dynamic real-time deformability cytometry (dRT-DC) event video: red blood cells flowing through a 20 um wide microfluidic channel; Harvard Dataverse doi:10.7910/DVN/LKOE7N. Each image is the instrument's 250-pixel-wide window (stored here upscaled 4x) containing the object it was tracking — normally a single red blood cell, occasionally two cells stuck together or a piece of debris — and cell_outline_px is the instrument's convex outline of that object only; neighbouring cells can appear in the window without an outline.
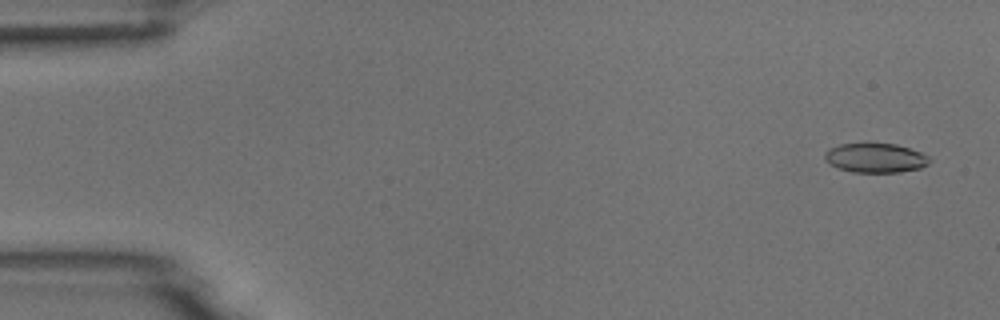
{"species": "common noctule bat (a hibernating species)", "species_latin": "Nyctalus noctula", "temperature_condition": "room temperature", "stored_images_in_passage": 5, "camera_frame_rate_fps": 3000, "um_per_image_px": 0.085, "animal": {"sex": "male", "body_mass_g": 18.8}, "frame": {"image": 1, "passage_image": 1, "time_ms": 0.0, "image_size_px": [1000, 320], "cell_outline_px": [[932, 160], [928, 164], [920, 168], [900, 172], [852, 172], [836, 168], [828, 164], [824, 160], [824, 152], [828, 148], [840, 144], [896, 144], [920, 152], [928, 156]], "centroid_in_image_um": [74.37, 13.43], "position_along_channel_um": 10.6, "area_um2": 18.03}}
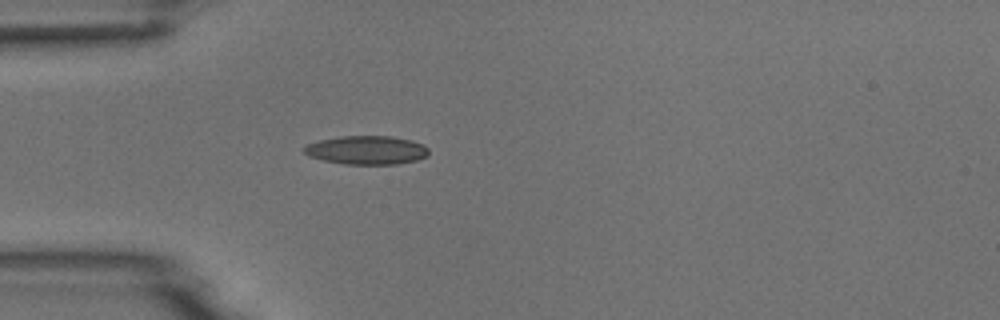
{"frame": {"image": 2, "passage_image": 5, "time_ms": 4.333, "image_size_px": [1000, 320], "cell_outline_px": [[428, 156], [416, 160], [396, 164], [344, 164], [324, 160], [308, 156], [304, 152], [304, 148], [308, 144], [320, 140], [340, 136], [392, 136], [412, 140], [424, 144], [428, 148]], "centroid_in_image_um": [31.2, 12.75], "position_along_channel_um": 53.8, "area_um2": 20.81}}